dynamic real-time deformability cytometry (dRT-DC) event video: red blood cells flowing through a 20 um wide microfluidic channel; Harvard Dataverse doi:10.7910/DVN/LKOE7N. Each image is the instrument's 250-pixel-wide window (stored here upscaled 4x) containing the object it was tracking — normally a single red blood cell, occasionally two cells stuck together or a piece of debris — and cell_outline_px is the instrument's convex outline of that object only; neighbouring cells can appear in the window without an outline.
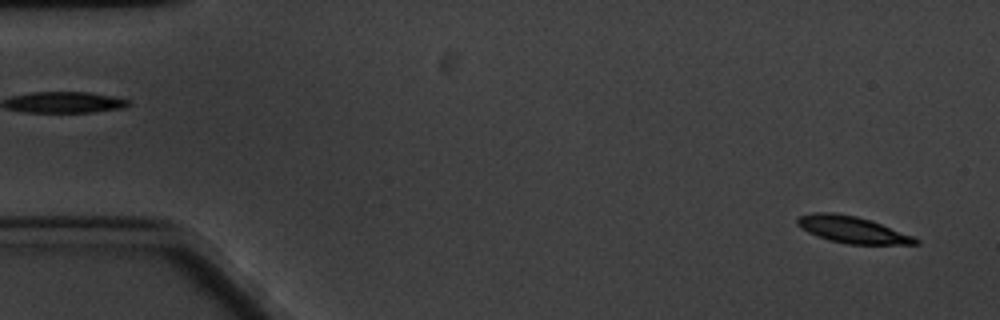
{"species": "common noctule bat (a hibernating species)", "species_latin": "Nyctalus noctula", "temperature_condition": "cold", "stored_images_in_passage": 13, "camera_frame_rate_fps": 3000, "um_per_image_px": 0.085, "animal": {"sex": "male", "body_mass_g": 20.1, "forearm_length_mm": 53.5}, "frame": {"image": 1, "passage_image": 3, "time_ms": 0.667, "image_size_px": [1000, 320], "cell_outline_px": [[920, 244], [848, 244], [828, 240], [808, 232], [800, 228], [796, 224], [796, 220], [800, 216], [812, 212], [832, 212], [856, 216], [872, 220], [912, 236], [920, 240]], "centroid_in_image_um": [72.41, 19.51], "position_along_channel_um": 12.6, "area_um2": 18.38}}